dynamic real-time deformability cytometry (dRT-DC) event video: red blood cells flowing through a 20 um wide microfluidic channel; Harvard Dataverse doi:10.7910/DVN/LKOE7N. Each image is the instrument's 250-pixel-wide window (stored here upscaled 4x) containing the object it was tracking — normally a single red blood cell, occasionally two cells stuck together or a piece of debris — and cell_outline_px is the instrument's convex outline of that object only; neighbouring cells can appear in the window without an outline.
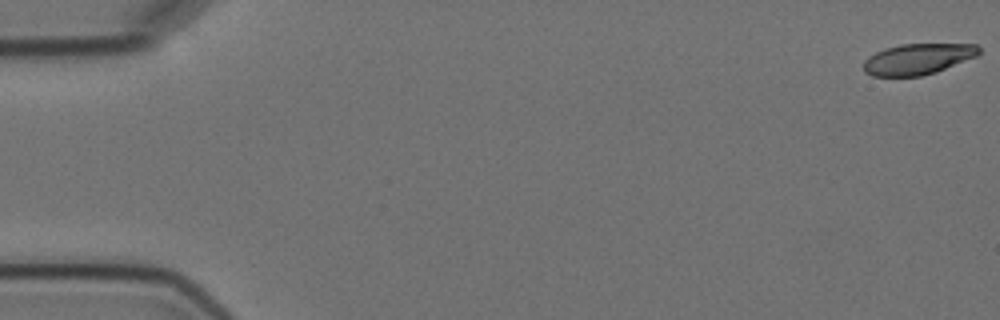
{"species": "Egyptian fruit bat (a non-hibernating species)", "species_latin": "Rousettus aegyptiacus", "temperature_condition": "cold", "stored_images_in_passage": 7, "camera_frame_rate_fps": 3000, "um_per_image_px": 0.085, "animal": {"sex": "female"}, "frame": {"image": 1, "passage_image": 1, "time_ms": 0.0, "image_size_px": [1000, 320], "cell_outline_px": [[980, 52], [976, 56], [936, 72], [920, 76], [872, 76], [864, 72], [864, 60], [868, 56], [884, 48], [900, 44], [976, 44], [980, 48]], "centroid_in_image_um": [77.99, 5.01], "position_along_channel_um": 7.0, "area_um2": 20.75}}
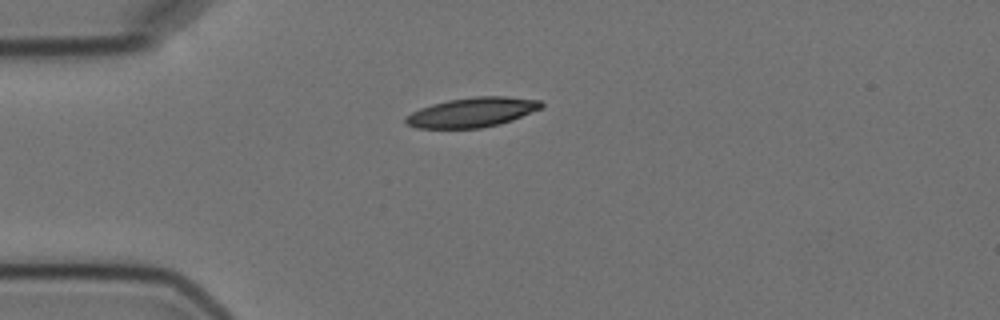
{"frame": {"image": 2, "passage_image": 5, "time_ms": 4.667, "image_size_px": [1000, 320], "cell_outline_px": [[544, 104], [540, 108], [512, 120], [500, 124], [480, 128], [416, 128], [408, 124], [404, 120], [404, 116], [420, 108], [432, 104], [448, 100], [476, 96], [508, 96], [540, 100]], "centroid_in_image_um": [40.11, 9.54], "position_along_channel_um": 44.9, "area_um2": 23.35}}
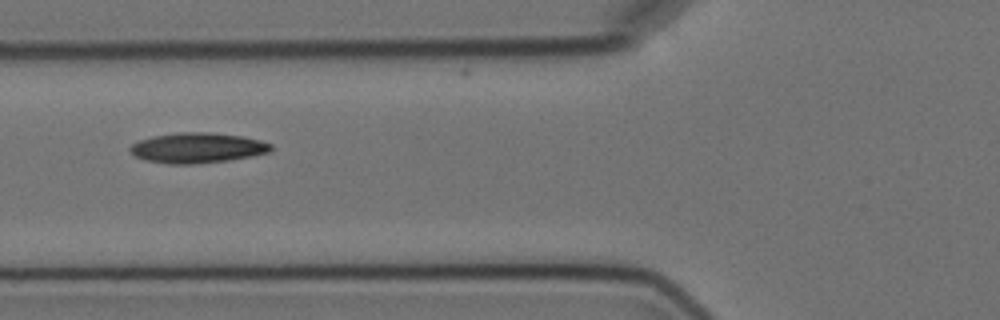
{"frame": {"image": 3, "passage_image": 7, "time_ms": 7.0, "image_size_px": [1000, 320], "cell_outline_px": [[272, 148], [268, 152], [252, 156], [228, 160], [192, 164], [168, 164], [144, 160], [136, 156], [128, 148], [132, 144], [140, 140], [152, 136], [180, 132], [208, 132], [244, 136], [260, 140], [272, 144]], "centroid_in_image_um": [16.77, 12.56], "position_along_channel_um": 109.0, "area_um2": 24.8}}